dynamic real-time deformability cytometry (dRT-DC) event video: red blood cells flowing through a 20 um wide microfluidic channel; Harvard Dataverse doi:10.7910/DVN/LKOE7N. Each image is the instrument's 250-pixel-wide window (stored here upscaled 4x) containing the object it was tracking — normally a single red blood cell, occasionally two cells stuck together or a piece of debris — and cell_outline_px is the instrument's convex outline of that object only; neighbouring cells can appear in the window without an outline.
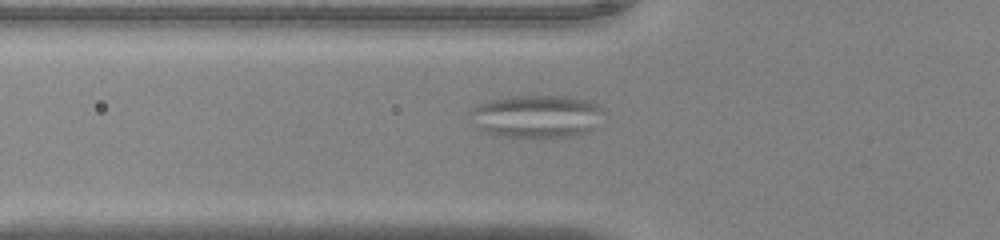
{"species": "common noctule bat (a hibernating species)", "species_latin": "Nyctalus noctula", "temperature_condition": "warm", "stored_images_in_passage": 41, "camera_frame_rate_fps": 3000, "um_per_image_px": 0.085, "animal": {"sex": "male", "body_mass_g": 20.0, "forearm_length_mm": 53.3}, "frame": {"image": 1, "passage_image": 10, "time_ms": 3.0, "image_size_px": [1000, 240], "cell_outline_px": [[604, 112], [592, 128], [584, 132], [568, 136], [496, 136], [480, 128], [472, 112], [480, 104], [488, 100], [500, 96], [572, 96], [588, 100], [600, 104]], "centroid_in_image_um": [45.67, 9.84], "position_along_channel_um": 80.1, "area_um2": 32.48}}
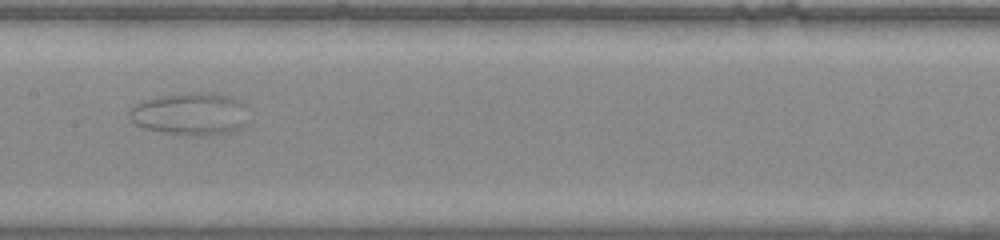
{"frame": {"image": 2, "passage_image": 19, "time_ms": 6.0, "image_size_px": [1000, 240], "cell_outline_px": [[244, 124], [240, 128], [232, 132], [200, 136], [192, 136], [164, 132], [144, 128], [136, 124], [132, 120], [132, 108], [136, 104], [144, 100], [160, 96], [188, 92], [200, 92], [228, 96], [240, 100], [244, 104]], "centroid_in_image_um": [16.18, 9.69], "position_along_channel_um": 191.2, "area_um2": 28.96}}
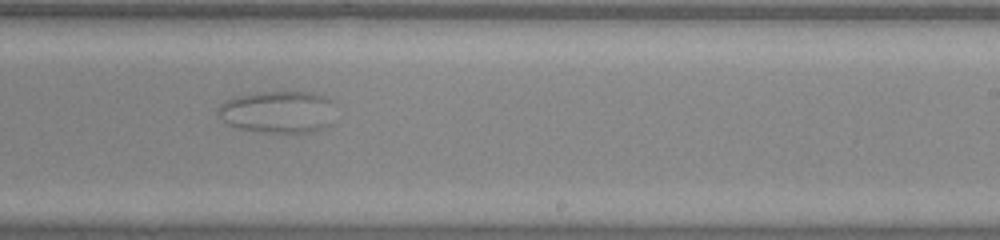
{"frame": {"image": 3, "passage_image": 25, "time_ms": 8.0, "image_size_px": [1000, 240], "cell_outline_px": [[328, 124], [324, 128], [312, 132], [260, 132], [240, 128], [228, 124], [216, 112], [220, 104], [236, 96], [260, 92], [312, 92], [324, 96], [328, 100]], "centroid_in_image_um": [23.52, 9.51], "position_along_channel_um": 265.5, "area_um2": 27.92}}